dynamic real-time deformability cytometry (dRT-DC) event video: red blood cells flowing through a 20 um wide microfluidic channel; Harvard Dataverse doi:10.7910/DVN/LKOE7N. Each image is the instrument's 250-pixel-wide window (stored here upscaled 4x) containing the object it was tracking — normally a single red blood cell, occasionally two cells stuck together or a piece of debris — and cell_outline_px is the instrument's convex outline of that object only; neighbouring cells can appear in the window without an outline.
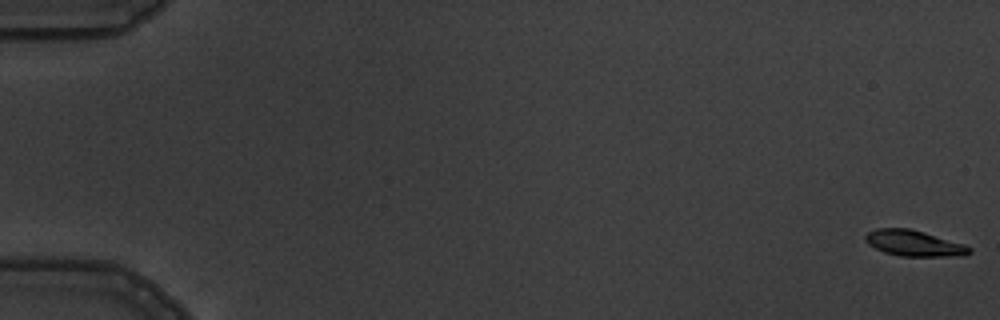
{"species": "common noctule bat (a hibernating species)", "species_latin": "Nyctalus noctula", "temperature_condition": "warm", "stored_images_in_passage": 6, "camera_frame_rate_fps": 3000, "um_per_image_px": 0.085, "animal": {"sex": "male", "body_mass_g": 19.5, "forearm_length_mm": 54.6}, "frame": {"image": 1, "passage_image": 1, "time_ms": 0.0, "image_size_px": [1000, 320], "cell_outline_px": [[972, 252], [964, 256], [900, 256], [884, 252], [868, 244], [864, 240], [864, 236], [868, 232], [876, 228], [908, 228], [924, 232], [964, 244], [972, 248]], "centroid_in_image_um": [77.69, 20.68], "position_along_channel_um": 7.3, "area_um2": 15.72}}
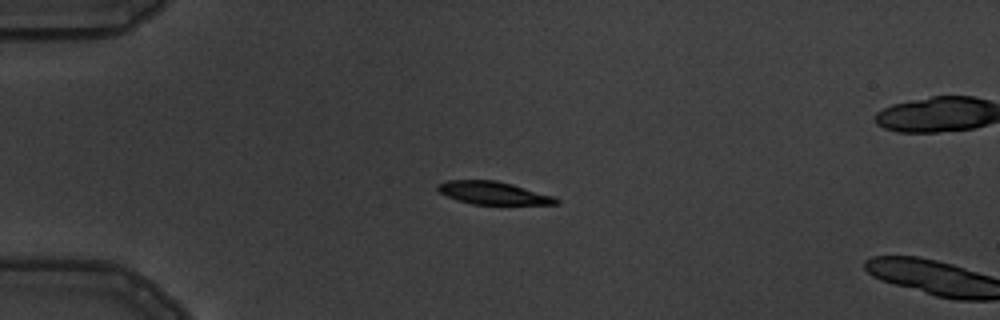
{"frame": {"image": 2, "passage_image": 5, "time_ms": 4.667, "image_size_px": [1000, 320], "cell_outline_px": [[560, 204], [472, 204], [448, 196], [440, 192], [436, 188], [436, 184], [448, 180], [496, 180], [512, 184], [556, 196], [560, 200]], "centroid_in_image_um": [41.97, 16.39], "position_along_channel_um": 43.0, "area_um2": 15.72}}